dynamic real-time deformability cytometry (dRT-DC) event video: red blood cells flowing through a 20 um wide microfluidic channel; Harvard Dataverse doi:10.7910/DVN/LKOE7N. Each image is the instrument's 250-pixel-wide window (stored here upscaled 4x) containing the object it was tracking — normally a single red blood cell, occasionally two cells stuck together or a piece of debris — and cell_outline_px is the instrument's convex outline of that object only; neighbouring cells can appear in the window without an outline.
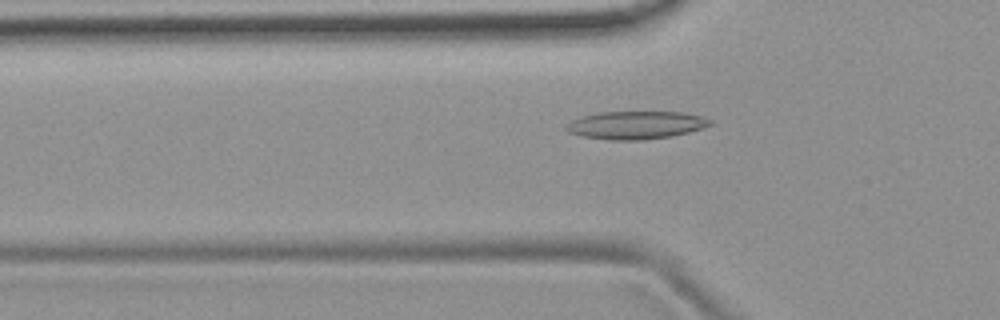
{"species": "common noctule bat (a hibernating species)", "species_latin": "Nyctalus noctula", "temperature_condition": "room temperature", "stored_images_in_passage": 39, "camera_frame_rate_fps": 3000, "um_per_image_px": 0.085, "animal": {"sex": "female", "body_mass_g": 19.9}, "frame": {"image": 1, "passage_image": 9, "time_ms": 2.667, "image_size_px": [1000, 320], "cell_outline_px": [[712, 124], [704, 128], [672, 136], [640, 140], [608, 140], [580, 136], [568, 132], [564, 128], [564, 124], [580, 116], [600, 112], [684, 112], [704, 116], [712, 120]], "centroid_in_image_um": [54.03, 10.63], "position_along_channel_um": 71.8, "area_um2": 23.76}}
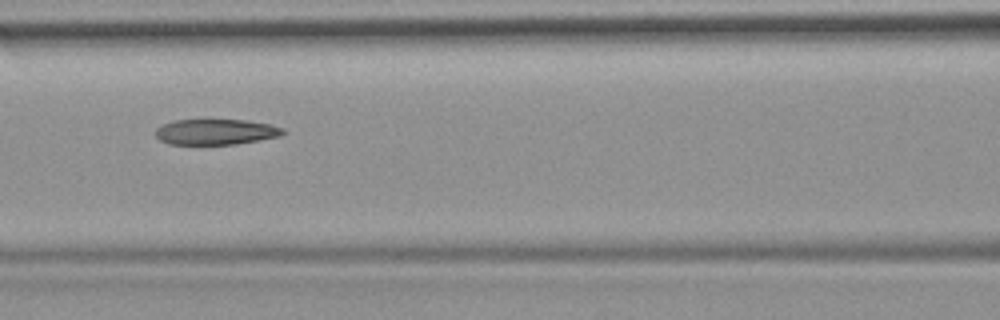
{"frame": {"image": 2, "passage_image": 15, "time_ms": 4.667, "image_size_px": [1000, 320], "cell_outline_px": [[284, 132], [280, 136], [236, 144], [168, 144], [160, 140], [156, 136], [156, 128], [164, 124], [176, 120], [248, 120], [272, 124], [284, 128]], "centroid_in_image_um": [18.37, 11.2], "position_along_channel_um": 148.2, "area_um2": 18.96}}
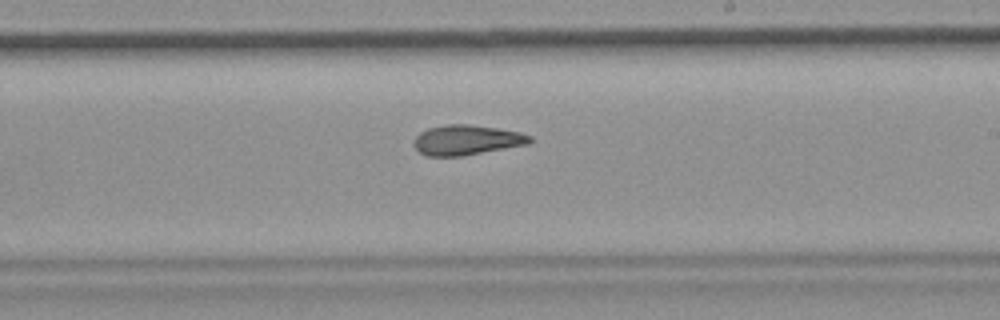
{"frame": {"image": 3, "passage_image": 23, "time_ms": 7.333, "image_size_px": [1000, 320], "cell_outline_px": [[532, 140], [528, 144], [460, 156], [428, 156], [420, 152], [412, 144], [416, 136], [420, 132], [428, 128], [448, 124], [468, 124], [496, 128], [520, 132], [532, 136]], "centroid_in_image_um": [39.65, 11.89], "position_along_channel_um": 249.4, "area_um2": 20.11}}